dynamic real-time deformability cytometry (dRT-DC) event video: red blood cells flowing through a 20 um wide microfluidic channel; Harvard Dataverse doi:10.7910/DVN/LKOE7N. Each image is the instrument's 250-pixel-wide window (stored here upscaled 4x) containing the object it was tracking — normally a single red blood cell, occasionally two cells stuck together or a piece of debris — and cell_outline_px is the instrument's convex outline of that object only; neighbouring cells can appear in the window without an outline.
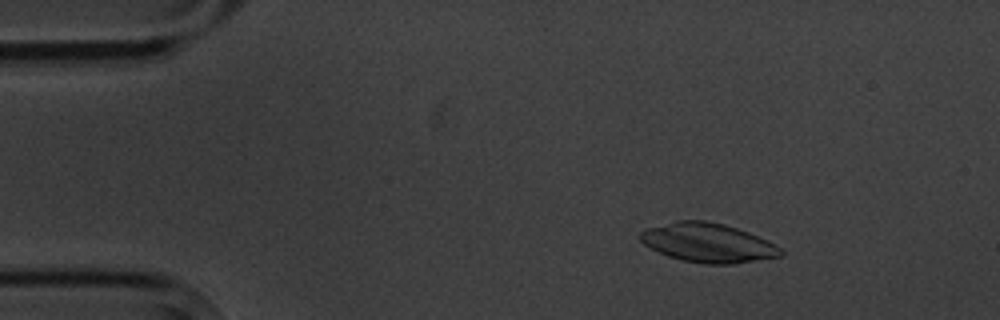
{"species": "common noctule bat (a hibernating species)", "species_latin": "Nyctalus noctula", "temperature_condition": "cold", "stored_images_in_passage": 4, "camera_frame_rate_fps": 3000, "um_per_image_px": 0.085, "animal": {"sex": "male", "body_mass_g": 20.1, "forearm_length_mm": 53.5}, "frame": {"image": 1, "passage_image": 3, "time_ms": 2.333, "image_size_px": [1000, 320], "cell_outline_px": [[784, 252], [780, 256], [732, 264], [704, 264], [684, 260], [668, 256], [644, 244], [640, 240], [640, 232], [648, 228], [676, 220], [704, 220], [724, 224], [748, 232], [780, 248]], "centroid_in_image_um": [60.14, 20.63], "position_along_channel_um": 24.9, "area_um2": 31.5}}